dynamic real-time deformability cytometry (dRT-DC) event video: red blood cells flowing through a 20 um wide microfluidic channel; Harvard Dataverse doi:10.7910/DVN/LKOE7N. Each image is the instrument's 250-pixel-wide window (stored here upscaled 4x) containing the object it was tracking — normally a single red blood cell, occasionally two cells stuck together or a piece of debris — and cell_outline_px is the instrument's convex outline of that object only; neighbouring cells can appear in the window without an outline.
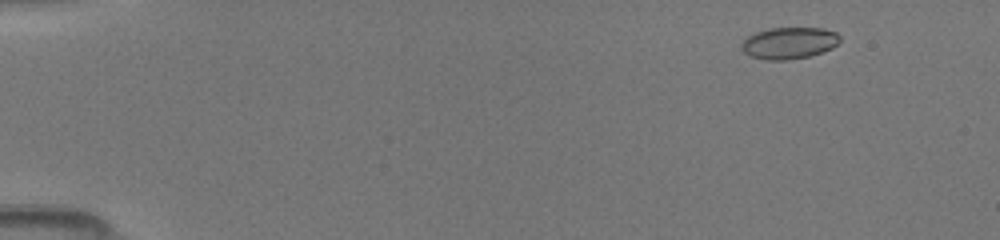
{"species": "common noctule bat (a hibernating species)", "species_latin": "Nyctalus noctula", "temperature_condition": "room temperature", "stored_images_in_passage": 70, "camera_frame_rate_fps": 3000, "um_per_image_px": 0.085, "animal": {"sex": "female", "body_mass_g": 19.5, "forearm_length_mm": 54.1}, "frame": {"image": 1, "passage_image": 2, "time_ms": 0.333, "image_size_px": [1000, 240], "cell_outline_px": [[840, 40], [832, 48], [808, 56], [788, 60], [768, 60], [752, 56], [744, 52], [740, 48], [740, 44], [748, 36], [756, 32], [768, 28], [824, 28], [836, 32], [840, 36]], "centroid_in_image_um": [67.06, 3.65], "position_along_channel_um": 17.9, "area_um2": 18.09}}
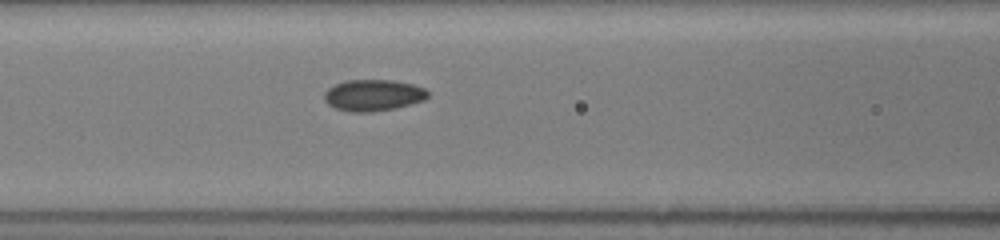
{"frame": {"image": 2, "passage_image": 37, "time_ms": 6.0, "image_size_px": [1000, 240], "cell_outline_px": [[428, 96], [424, 100], [396, 108], [372, 112], [348, 112], [336, 108], [328, 104], [324, 100], [324, 92], [328, 88], [344, 80], [392, 80], [412, 84], [424, 88], [428, 92]], "centroid_in_image_um": [31.7, 8.1], "position_along_channel_um": 134.9, "area_um2": 19.02}}
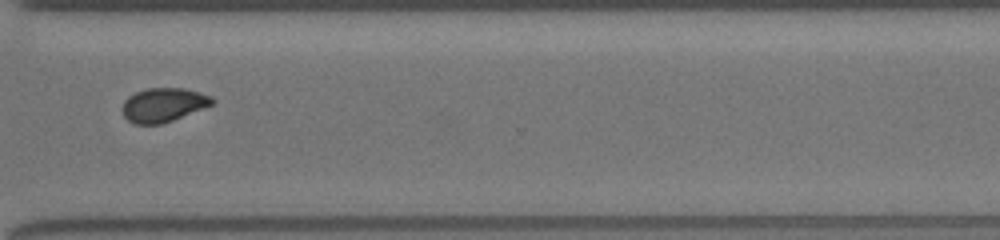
{"frame": {"image": 3, "passage_image": 69, "time_ms": 11.333, "image_size_px": [1000, 240], "cell_outline_px": [[216, 100], [212, 104], [172, 120], [160, 124], [132, 124], [124, 116], [120, 108], [124, 100], [128, 96], [136, 92], [148, 88], [184, 88], [200, 92], [212, 96]], "centroid_in_image_um": [13.85, 8.91], "position_along_channel_um": 356.8, "area_um2": 17.8}}